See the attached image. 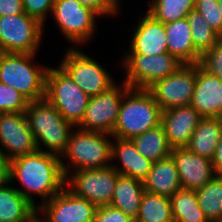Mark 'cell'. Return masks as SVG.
Segmentation results:
<instances>
[{
    "label": "cell",
    "mask_w": 222,
    "mask_h": 222,
    "mask_svg": "<svg viewBox=\"0 0 222 222\" xmlns=\"http://www.w3.org/2000/svg\"><path fill=\"white\" fill-rule=\"evenodd\" d=\"M62 158L42 151L20 156L10 161L9 181L17 180L24 189H15L36 209L48 202L66 186ZM34 195L42 198L36 205Z\"/></svg>",
    "instance_id": "obj_1"
},
{
    "label": "cell",
    "mask_w": 222,
    "mask_h": 222,
    "mask_svg": "<svg viewBox=\"0 0 222 222\" xmlns=\"http://www.w3.org/2000/svg\"><path fill=\"white\" fill-rule=\"evenodd\" d=\"M162 110L147 89L129 88L122 97L112 136L132 139L161 123Z\"/></svg>",
    "instance_id": "obj_2"
},
{
    "label": "cell",
    "mask_w": 222,
    "mask_h": 222,
    "mask_svg": "<svg viewBox=\"0 0 222 222\" xmlns=\"http://www.w3.org/2000/svg\"><path fill=\"white\" fill-rule=\"evenodd\" d=\"M77 129L74 132L72 129L67 148L61 155L62 158L65 157L69 161V163L61 161L65 177L67 178L72 171L69 166L71 164L73 172L111 166L112 141L109 140V137L113 138V136L100 131H88L79 127Z\"/></svg>",
    "instance_id": "obj_3"
},
{
    "label": "cell",
    "mask_w": 222,
    "mask_h": 222,
    "mask_svg": "<svg viewBox=\"0 0 222 222\" xmlns=\"http://www.w3.org/2000/svg\"><path fill=\"white\" fill-rule=\"evenodd\" d=\"M25 113L38 150L42 151L44 146L46 153L61 157L74 126L45 98L29 102Z\"/></svg>",
    "instance_id": "obj_4"
},
{
    "label": "cell",
    "mask_w": 222,
    "mask_h": 222,
    "mask_svg": "<svg viewBox=\"0 0 222 222\" xmlns=\"http://www.w3.org/2000/svg\"><path fill=\"white\" fill-rule=\"evenodd\" d=\"M35 54L0 52V82L20 92L29 102L45 98L48 67L33 62Z\"/></svg>",
    "instance_id": "obj_5"
},
{
    "label": "cell",
    "mask_w": 222,
    "mask_h": 222,
    "mask_svg": "<svg viewBox=\"0 0 222 222\" xmlns=\"http://www.w3.org/2000/svg\"><path fill=\"white\" fill-rule=\"evenodd\" d=\"M45 99L76 128L84 117L90 97L59 65L57 68L48 67Z\"/></svg>",
    "instance_id": "obj_6"
},
{
    "label": "cell",
    "mask_w": 222,
    "mask_h": 222,
    "mask_svg": "<svg viewBox=\"0 0 222 222\" xmlns=\"http://www.w3.org/2000/svg\"><path fill=\"white\" fill-rule=\"evenodd\" d=\"M124 57V82L130 88L136 89H148L156 81L176 72L184 64L169 52L154 56L126 54Z\"/></svg>",
    "instance_id": "obj_7"
},
{
    "label": "cell",
    "mask_w": 222,
    "mask_h": 222,
    "mask_svg": "<svg viewBox=\"0 0 222 222\" xmlns=\"http://www.w3.org/2000/svg\"><path fill=\"white\" fill-rule=\"evenodd\" d=\"M44 25L26 13L0 17V52L36 54Z\"/></svg>",
    "instance_id": "obj_8"
},
{
    "label": "cell",
    "mask_w": 222,
    "mask_h": 222,
    "mask_svg": "<svg viewBox=\"0 0 222 222\" xmlns=\"http://www.w3.org/2000/svg\"><path fill=\"white\" fill-rule=\"evenodd\" d=\"M60 66L89 97L108 91L115 85L103 66L74 46L65 53Z\"/></svg>",
    "instance_id": "obj_9"
},
{
    "label": "cell",
    "mask_w": 222,
    "mask_h": 222,
    "mask_svg": "<svg viewBox=\"0 0 222 222\" xmlns=\"http://www.w3.org/2000/svg\"><path fill=\"white\" fill-rule=\"evenodd\" d=\"M119 172L112 166L103 169L79 170L66 178V187L97 208L110 205Z\"/></svg>",
    "instance_id": "obj_10"
},
{
    "label": "cell",
    "mask_w": 222,
    "mask_h": 222,
    "mask_svg": "<svg viewBox=\"0 0 222 222\" xmlns=\"http://www.w3.org/2000/svg\"><path fill=\"white\" fill-rule=\"evenodd\" d=\"M52 16L64 37L75 46L83 45L96 31V16L99 15L77 0H55Z\"/></svg>",
    "instance_id": "obj_11"
},
{
    "label": "cell",
    "mask_w": 222,
    "mask_h": 222,
    "mask_svg": "<svg viewBox=\"0 0 222 222\" xmlns=\"http://www.w3.org/2000/svg\"><path fill=\"white\" fill-rule=\"evenodd\" d=\"M197 64H183L176 72L156 81L147 90L160 109L189 106L196 86Z\"/></svg>",
    "instance_id": "obj_12"
},
{
    "label": "cell",
    "mask_w": 222,
    "mask_h": 222,
    "mask_svg": "<svg viewBox=\"0 0 222 222\" xmlns=\"http://www.w3.org/2000/svg\"><path fill=\"white\" fill-rule=\"evenodd\" d=\"M108 91L90 97L81 123L77 126L88 131H100L112 135L117 121L122 97L130 88L124 81Z\"/></svg>",
    "instance_id": "obj_13"
},
{
    "label": "cell",
    "mask_w": 222,
    "mask_h": 222,
    "mask_svg": "<svg viewBox=\"0 0 222 222\" xmlns=\"http://www.w3.org/2000/svg\"><path fill=\"white\" fill-rule=\"evenodd\" d=\"M97 207L64 187L37 208V222H92ZM40 214H39V213ZM43 214L45 219L39 215Z\"/></svg>",
    "instance_id": "obj_14"
},
{
    "label": "cell",
    "mask_w": 222,
    "mask_h": 222,
    "mask_svg": "<svg viewBox=\"0 0 222 222\" xmlns=\"http://www.w3.org/2000/svg\"><path fill=\"white\" fill-rule=\"evenodd\" d=\"M0 144L10 161L38 151L25 112L0 113Z\"/></svg>",
    "instance_id": "obj_15"
},
{
    "label": "cell",
    "mask_w": 222,
    "mask_h": 222,
    "mask_svg": "<svg viewBox=\"0 0 222 222\" xmlns=\"http://www.w3.org/2000/svg\"><path fill=\"white\" fill-rule=\"evenodd\" d=\"M171 157L184 189L202 188L216 176L212 160L192 153L186 147L173 148Z\"/></svg>",
    "instance_id": "obj_16"
},
{
    "label": "cell",
    "mask_w": 222,
    "mask_h": 222,
    "mask_svg": "<svg viewBox=\"0 0 222 222\" xmlns=\"http://www.w3.org/2000/svg\"><path fill=\"white\" fill-rule=\"evenodd\" d=\"M202 117L192 106L173 107L161 112L163 126L172 148L186 147Z\"/></svg>",
    "instance_id": "obj_17"
},
{
    "label": "cell",
    "mask_w": 222,
    "mask_h": 222,
    "mask_svg": "<svg viewBox=\"0 0 222 222\" xmlns=\"http://www.w3.org/2000/svg\"><path fill=\"white\" fill-rule=\"evenodd\" d=\"M190 106L194 107L202 118H222V80L206 72L198 63L196 86Z\"/></svg>",
    "instance_id": "obj_18"
},
{
    "label": "cell",
    "mask_w": 222,
    "mask_h": 222,
    "mask_svg": "<svg viewBox=\"0 0 222 222\" xmlns=\"http://www.w3.org/2000/svg\"><path fill=\"white\" fill-rule=\"evenodd\" d=\"M142 18L138 26L135 25L130 51L127 54L154 56L168 52L165 24L147 12Z\"/></svg>",
    "instance_id": "obj_19"
},
{
    "label": "cell",
    "mask_w": 222,
    "mask_h": 222,
    "mask_svg": "<svg viewBox=\"0 0 222 222\" xmlns=\"http://www.w3.org/2000/svg\"><path fill=\"white\" fill-rule=\"evenodd\" d=\"M115 138V143L112 142L111 158L117 159L121 163V167L111 164L120 175L144 180L151 170L153 162L145 158L137 150L131 139Z\"/></svg>",
    "instance_id": "obj_20"
},
{
    "label": "cell",
    "mask_w": 222,
    "mask_h": 222,
    "mask_svg": "<svg viewBox=\"0 0 222 222\" xmlns=\"http://www.w3.org/2000/svg\"><path fill=\"white\" fill-rule=\"evenodd\" d=\"M144 190L153 194L172 197L179 189L181 182L173 158L153 162L148 176L143 180Z\"/></svg>",
    "instance_id": "obj_21"
},
{
    "label": "cell",
    "mask_w": 222,
    "mask_h": 222,
    "mask_svg": "<svg viewBox=\"0 0 222 222\" xmlns=\"http://www.w3.org/2000/svg\"><path fill=\"white\" fill-rule=\"evenodd\" d=\"M168 52L184 64H197L200 54L195 50L186 18L165 24Z\"/></svg>",
    "instance_id": "obj_22"
},
{
    "label": "cell",
    "mask_w": 222,
    "mask_h": 222,
    "mask_svg": "<svg viewBox=\"0 0 222 222\" xmlns=\"http://www.w3.org/2000/svg\"><path fill=\"white\" fill-rule=\"evenodd\" d=\"M9 185H0V222H35L37 209Z\"/></svg>",
    "instance_id": "obj_23"
},
{
    "label": "cell",
    "mask_w": 222,
    "mask_h": 222,
    "mask_svg": "<svg viewBox=\"0 0 222 222\" xmlns=\"http://www.w3.org/2000/svg\"><path fill=\"white\" fill-rule=\"evenodd\" d=\"M221 137L222 118H201L186 148L192 153L213 160Z\"/></svg>",
    "instance_id": "obj_24"
},
{
    "label": "cell",
    "mask_w": 222,
    "mask_h": 222,
    "mask_svg": "<svg viewBox=\"0 0 222 222\" xmlns=\"http://www.w3.org/2000/svg\"><path fill=\"white\" fill-rule=\"evenodd\" d=\"M144 191L142 180L119 175L110 206L120 209L134 220L138 216Z\"/></svg>",
    "instance_id": "obj_25"
},
{
    "label": "cell",
    "mask_w": 222,
    "mask_h": 222,
    "mask_svg": "<svg viewBox=\"0 0 222 222\" xmlns=\"http://www.w3.org/2000/svg\"><path fill=\"white\" fill-rule=\"evenodd\" d=\"M131 140L140 154L152 162L163 160L171 156L173 148L170 146L161 124Z\"/></svg>",
    "instance_id": "obj_26"
},
{
    "label": "cell",
    "mask_w": 222,
    "mask_h": 222,
    "mask_svg": "<svg viewBox=\"0 0 222 222\" xmlns=\"http://www.w3.org/2000/svg\"><path fill=\"white\" fill-rule=\"evenodd\" d=\"M170 201L174 222H209L199 207L195 190L181 188Z\"/></svg>",
    "instance_id": "obj_27"
},
{
    "label": "cell",
    "mask_w": 222,
    "mask_h": 222,
    "mask_svg": "<svg viewBox=\"0 0 222 222\" xmlns=\"http://www.w3.org/2000/svg\"><path fill=\"white\" fill-rule=\"evenodd\" d=\"M199 207L209 222H222V177L215 176L195 190Z\"/></svg>",
    "instance_id": "obj_28"
},
{
    "label": "cell",
    "mask_w": 222,
    "mask_h": 222,
    "mask_svg": "<svg viewBox=\"0 0 222 222\" xmlns=\"http://www.w3.org/2000/svg\"><path fill=\"white\" fill-rule=\"evenodd\" d=\"M134 220L174 222L170 197L144 191L138 216Z\"/></svg>",
    "instance_id": "obj_29"
},
{
    "label": "cell",
    "mask_w": 222,
    "mask_h": 222,
    "mask_svg": "<svg viewBox=\"0 0 222 222\" xmlns=\"http://www.w3.org/2000/svg\"><path fill=\"white\" fill-rule=\"evenodd\" d=\"M147 13L164 24L186 18L195 9V0H151Z\"/></svg>",
    "instance_id": "obj_30"
},
{
    "label": "cell",
    "mask_w": 222,
    "mask_h": 222,
    "mask_svg": "<svg viewBox=\"0 0 222 222\" xmlns=\"http://www.w3.org/2000/svg\"><path fill=\"white\" fill-rule=\"evenodd\" d=\"M186 19L191 29L194 48L200 55L210 50L222 38L195 9L187 15Z\"/></svg>",
    "instance_id": "obj_31"
},
{
    "label": "cell",
    "mask_w": 222,
    "mask_h": 222,
    "mask_svg": "<svg viewBox=\"0 0 222 222\" xmlns=\"http://www.w3.org/2000/svg\"><path fill=\"white\" fill-rule=\"evenodd\" d=\"M28 103L20 92L0 82V113L25 112Z\"/></svg>",
    "instance_id": "obj_32"
},
{
    "label": "cell",
    "mask_w": 222,
    "mask_h": 222,
    "mask_svg": "<svg viewBox=\"0 0 222 222\" xmlns=\"http://www.w3.org/2000/svg\"><path fill=\"white\" fill-rule=\"evenodd\" d=\"M195 10L222 37V9L217 0H195Z\"/></svg>",
    "instance_id": "obj_33"
},
{
    "label": "cell",
    "mask_w": 222,
    "mask_h": 222,
    "mask_svg": "<svg viewBox=\"0 0 222 222\" xmlns=\"http://www.w3.org/2000/svg\"><path fill=\"white\" fill-rule=\"evenodd\" d=\"M199 66L222 80V38L210 50L200 56Z\"/></svg>",
    "instance_id": "obj_34"
},
{
    "label": "cell",
    "mask_w": 222,
    "mask_h": 222,
    "mask_svg": "<svg viewBox=\"0 0 222 222\" xmlns=\"http://www.w3.org/2000/svg\"><path fill=\"white\" fill-rule=\"evenodd\" d=\"M55 0H22L24 13L45 25L46 16L53 11Z\"/></svg>",
    "instance_id": "obj_35"
},
{
    "label": "cell",
    "mask_w": 222,
    "mask_h": 222,
    "mask_svg": "<svg viewBox=\"0 0 222 222\" xmlns=\"http://www.w3.org/2000/svg\"><path fill=\"white\" fill-rule=\"evenodd\" d=\"M92 222H133L123 211L113 206L98 207Z\"/></svg>",
    "instance_id": "obj_36"
},
{
    "label": "cell",
    "mask_w": 222,
    "mask_h": 222,
    "mask_svg": "<svg viewBox=\"0 0 222 222\" xmlns=\"http://www.w3.org/2000/svg\"><path fill=\"white\" fill-rule=\"evenodd\" d=\"M83 6L89 7L94 10L99 16L105 17L118 13L120 0H77Z\"/></svg>",
    "instance_id": "obj_37"
},
{
    "label": "cell",
    "mask_w": 222,
    "mask_h": 222,
    "mask_svg": "<svg viewBox=\"0 0 222 222\" xmlns=\"http://www.w3.org/2000/svg\"><path fill=\"white\" fill-rule=\"evenodd\" d=\"M22 0H0V17L23 14Z\"/></svg>",
    "instance_id": "obj_38"
},
{
    "label": "cell",
    "mask_w": 222,
    "mask_h": 222,
    "mask_svg": "<svg viewBox=\"0 0 222 222\" xmlns=\"http://www.w3.org/2000/svg\"><path fill=\"white\" fill-rule=\"evenodd\" d=\"M10 160L0 150V185L9 182Z\"/></svg>",
    "instance_id": "obj_39"
},
{
    "label": "cell",
    "mask_w": 222,
    "mask_h": 222,
    "mask_svg": "<svg viewBox=\"0 0 222 222\" xmlns=\"http://www.w3.org/2000/svg\"><path fill=\"white\" fill-rule=\"evenodd\" d=\"M216 176L222 177V137L219 140L212 160Z\"/></svg>",
    "instance_id": "obj_40"
},
{
    "label": "cell",
    "mask_w": 222,
    "mask_h": 222,
    "mask_svg": "<svg viewBox=\"0 0 222 222\" xmlns=\"http://www.w3.org/2000/svg\"><path fill=\"white\" fill-rule=\"evenodd\" d=\"M218 1V4L221 6V9H222V0H217Z\"/></svg>",
    "instance_id": "obj_41"
},
{
    "label": "cell",
    "mask_w": 222,
    "mask_h": 222,
    "mask_svg": "<svg viewBox=\"0 0 222 222\" xmlns=\"http://www.w3.org/2000/svg\"><path fill=\"white\" fill-rule=\"evenodd\" d=\"M133 222H147V221H144V220H133Z\"/></svg>",
    "instance_id": "obj_42"
}]
</instances>
